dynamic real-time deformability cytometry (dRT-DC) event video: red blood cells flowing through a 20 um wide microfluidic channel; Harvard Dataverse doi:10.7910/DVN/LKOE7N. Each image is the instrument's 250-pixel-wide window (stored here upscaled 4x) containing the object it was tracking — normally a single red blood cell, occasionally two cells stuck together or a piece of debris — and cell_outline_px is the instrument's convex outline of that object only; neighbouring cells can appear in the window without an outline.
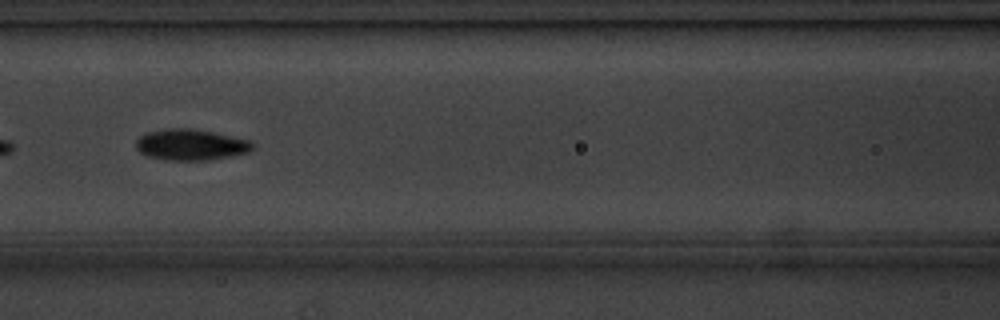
{"species": "common noctule bat (a hibernating species)", "species_latin": "Nyctalus noctula", "temperature_condition": "cold", "stored_images_in_passage": 10, "camera_frame_rate_fps": 3000, "um_per_image_px": 0.085, "animal": {"sex": "male", "body_mass_g": 20.1, "forearm_length_mm": 53.5}, "frame": {"image": 1, "passage_image": 6, "time_ms": 5.667, "image_size_px": [1000, 320], "cell_outline_px": [[256, 148], [252, 152], [232, 156], [208, 160], [164, 160], [148, 156], [140, 152], [136, 148], [136, 140], [140, 136], [148, 132], [168, 128], [192, 128], [212, 132], [248, 140]], "centroid_in_image_um": [16.23, 12.31], "position_along_channel_um": 150.4, "area_um2": 21.15}}